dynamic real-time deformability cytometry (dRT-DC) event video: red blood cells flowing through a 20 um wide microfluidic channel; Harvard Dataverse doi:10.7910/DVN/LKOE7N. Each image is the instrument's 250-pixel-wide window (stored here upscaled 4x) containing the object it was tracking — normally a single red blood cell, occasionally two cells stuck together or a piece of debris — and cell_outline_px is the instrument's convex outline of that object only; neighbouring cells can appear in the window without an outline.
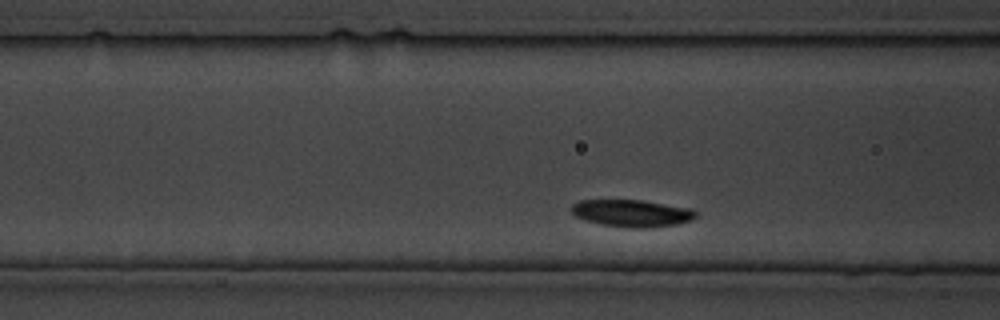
{"species": "common noctule bat (a hibernating species)", "species_latin": "Nyctalus noctula", "temperature_condition": "cold", "stored_images_in_passage": 72, "camera_frame_rate_fps": 3000, "um_per_image_px": 0.085, "animal": {"sex": "male", "body_mass_g": 19.5, "forearm_length_mm": 54.6}, "frame": {"image": 1, "passage_image": 20, "time_ms": 6.333, "image_size_px": [1000, 320], "cell_outline_px": [[696, 216], [692, 220], [676, 224], [648, 228], [628, 228], [600, 224], [584, 220], [576, 216], [572, 212], [572, 204], [580, 200], [640, 200], [692, 208], [696, 212]], "centroid_in_image_um": [53.71, 18.13], "position_along_channel_um": 112.9, "area_um2": 19.71}}
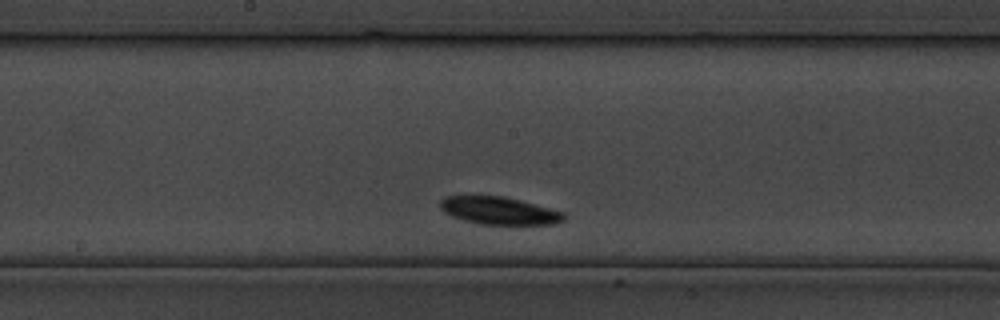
{"frame": {"image": 2, "passage_image": 40, "time_ms": 13.0, "image_size_px": [1000, 320], "cell_outline_px": [[568, 216], [564, 220], [556, 224], [480, 224], [464, 220], [452, 216], [444, 212], [440, 208], [440, 200], [444, 196], [504, 196], [520, 200], [564, 212]], "centroid_in_image_um": [42.44, 17.91], "position_along_channel_um": 205.8, "area_um2": 19.88}}
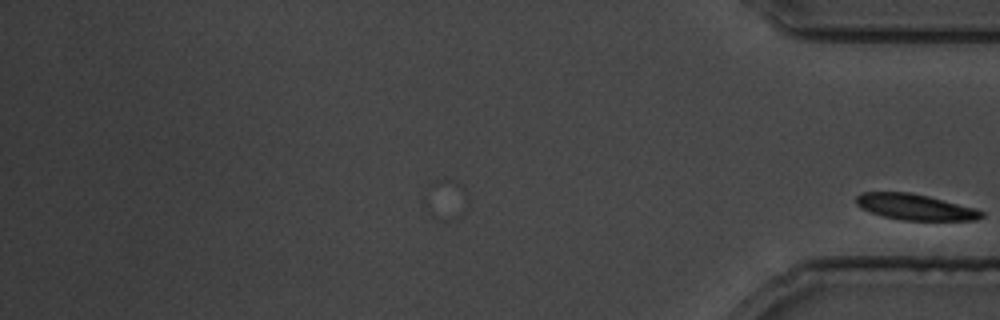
{"frame": {"image": 3, "passage_image": 72, "time_ms": 23.667, "image_size_px": [1000, 320], "cell_outline_px": [[984, 216], [980, 220], [900, 220], [884, 216], [860, 208], [856, 204], [856, 196], [860, 192], [908, 192], [928, 196], [976, 208], [984, 212]], "centroid_in_image_um": [77.8, 17.59], "position_along_channel_um": 357.4, "area_um2": 18.96}}